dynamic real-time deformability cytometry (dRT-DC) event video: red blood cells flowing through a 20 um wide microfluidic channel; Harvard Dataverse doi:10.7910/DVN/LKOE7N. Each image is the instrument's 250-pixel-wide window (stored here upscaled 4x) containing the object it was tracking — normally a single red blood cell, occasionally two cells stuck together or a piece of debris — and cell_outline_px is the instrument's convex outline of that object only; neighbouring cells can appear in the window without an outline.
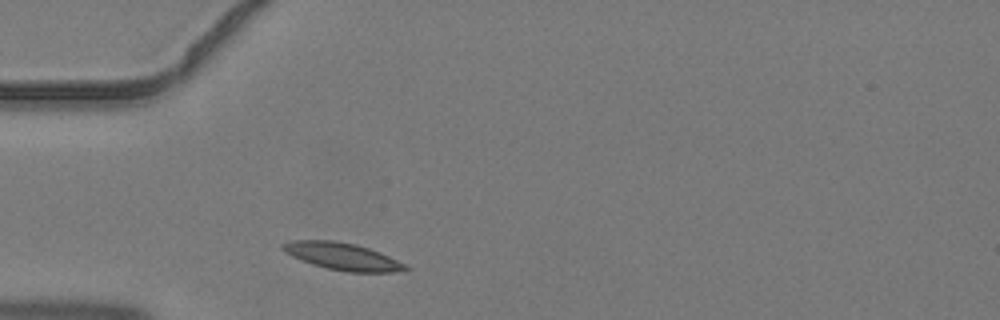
{"species": "common noctule bat (a hibernating species)", "species_latin": "Nyctalus noctula", "temperature_condition": "warm", "stored_images_in_passage": 1, "camera_frame_rate_fps": 3000, "um_per_image_px": 0.085, "animal": {"sex": "male", "body_mass_g": 19.2, "forearm_length_mm": 51.8}, "frame": {"image": 1, "passage_image": 1, "time_ms": 0.0, "image_size_px": [1000, 320], "cell_outline_px": [[412, 268], [392, 272], [348, 272], [328, 268], [312, 264], [292, 256], [284, 252], [280, 248], [280, 244], [292, 240], [332, 240], [356, 244], [380, 252]], "centroid_in_image_um": [29.06, 21.78], "position_along_channel_um": 55.9, "area_um2": 19.31}}